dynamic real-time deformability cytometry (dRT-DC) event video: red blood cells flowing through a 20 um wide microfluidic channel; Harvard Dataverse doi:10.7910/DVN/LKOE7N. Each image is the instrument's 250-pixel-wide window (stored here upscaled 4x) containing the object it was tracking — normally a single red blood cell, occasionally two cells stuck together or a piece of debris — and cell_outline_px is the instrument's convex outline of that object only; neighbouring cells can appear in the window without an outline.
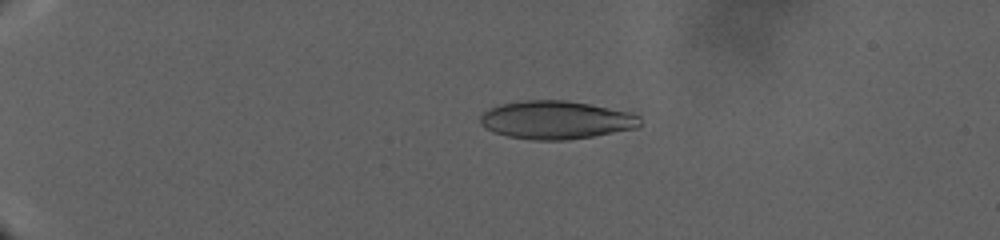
{"species": "human", "species_latin": "Homo sapiens", "temperature_condition": "warm", "stored_images_in_passage": 102, "camera_frame_rate_fps": 3000, "um_per_image_px": 0.085, "donor": {"sex": "male"}, "frame": {"image": 1, "passage_image": 22, "time_ms": 9.333, "image_size_px": [1000, 240], "cell_outline_px": [[640, 128], [568, 140], [532, 140], [508, 136], [492, 132], [484, 128], [480, 124], [480, 116], [488, 108], [500, 104], [524, 100], [568, 100], [636, 112], [640, 116]], "centroid_in_image_um": [47.3, 10.19], "position_along_channel_um": 37.7, "area_um2": 36.18}}
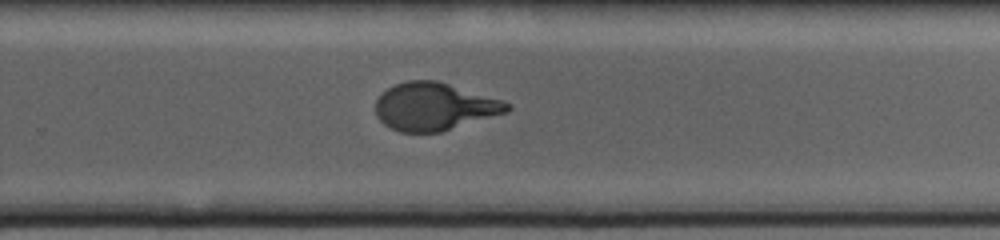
{"frame": {"image": 2, "passage_image": 64, "time_ms": 31.333, "image_size_px": [1000, 240], "cell_outline_px": [[512, 108], [508, 112], [440, 132], [400, 132], [384, 124], [376, 116], [376, 100], [388, 88], [396, 84], [408, 80], [436, 80], [500, 100], [512, 104]], "centroid_in_image_um": [36.91, 9.07], "position_along_channel_um": 292.9, "area_um2": 36.13}}
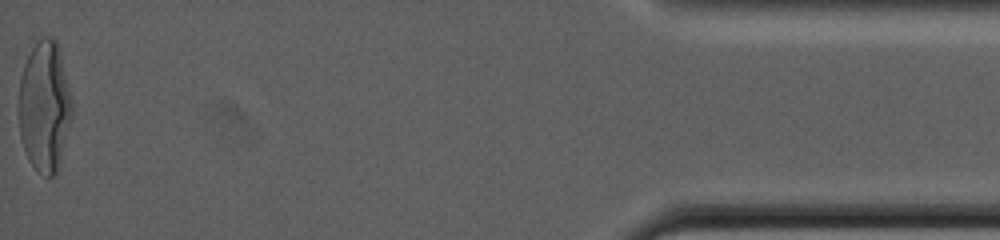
{"frame": {"image": 3, "passage_image": 102, "time_ms": 44.667, "image_size_px": [1000, 240], "cell_outline_px": [[72, 116], [56, 176], [48, 176], [36, 168], [28, 160], [20, 136], [16, 108], [20, 76], [24, 64], [32, 48], [44, 36], [52, 36], [56, 40], [72, 100]], "centroid_in_image_um": [3.75, 9.05], "position_along_channel_um": 431.5, "area_um2": 40.69}}